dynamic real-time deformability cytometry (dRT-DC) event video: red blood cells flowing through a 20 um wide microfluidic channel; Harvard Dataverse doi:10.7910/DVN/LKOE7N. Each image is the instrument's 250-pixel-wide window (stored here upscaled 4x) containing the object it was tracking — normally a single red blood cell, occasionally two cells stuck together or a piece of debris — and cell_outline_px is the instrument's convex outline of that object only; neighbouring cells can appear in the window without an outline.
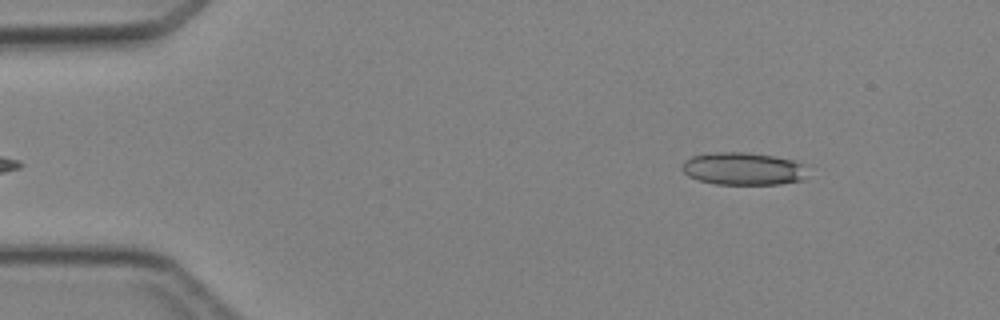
{"species": "Egyptian fruit bat (a non-hibernating species)", "species_latin": "Rousettus aegyptiacus", "temperature_condition": "cold", "stored_images_in_passage": 5, "segment_of_instrument_passage": [2, 2], "camera_frame_rate_fps": 3000, "um_per_image_px": 0.085, "animal": {"sex": "female"}, "frame": {"image": 1, "passage_image": 5, "time_ms": 4.667, "image_size_px": [1000, 320], "cell_outline_px": [[800, 180], [780, 184], [716, 184], [700, 180], [688, 176], [680, 168], [680, 164], [684, 160], [692, 156], [716, 152], [744, 152], [776, 156], [796, 160], [800, 164]], "centroid_in_image_um": [63.03, 14.33], "position_along_channel_um": 22.0, "area_um2": 23.41}}